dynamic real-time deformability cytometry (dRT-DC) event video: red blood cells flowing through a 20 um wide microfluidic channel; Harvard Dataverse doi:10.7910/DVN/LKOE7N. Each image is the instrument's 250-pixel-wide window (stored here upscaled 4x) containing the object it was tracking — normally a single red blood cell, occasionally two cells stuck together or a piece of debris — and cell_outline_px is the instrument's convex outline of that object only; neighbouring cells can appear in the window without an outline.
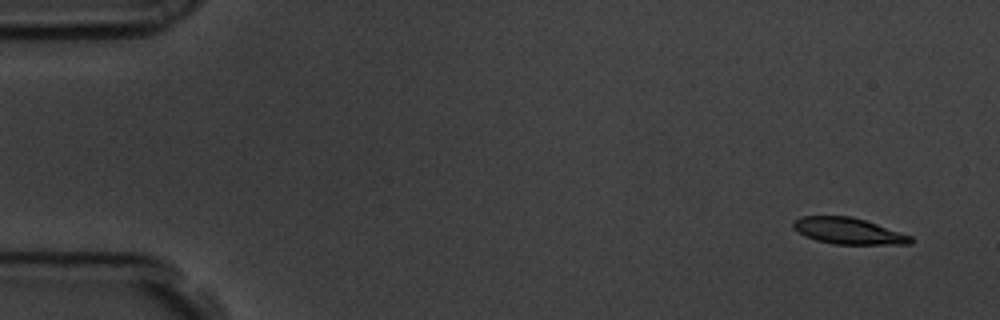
{"species": "common noctule bat (a hibernating species)", "species_latin": "Nyctalus noctula", "temperature_condition": "room temperature", "stored_images_in_passage": 57, "camera_frame_rate_fps": 3000, "um_per_image_px": 0.085, "animal": {"sex": "male", "body_mass_g": 19.5, "forearm_length_mm": 54.6}, "frame": {"image": 1, "passage_image": 3, "time_ms": 0.667, "image_size_px": [1000, 320], "cell_outline_px": [[912, 244], [832, 244], [816, 240], [804, 236], [792, 228], [792, 220], [800, 216], [852, 216], [912, 236]], "centroid_in_image_um": [72.04, 19.63], "position_along_channel_um": 13.0, "area_um2": 18.03}}
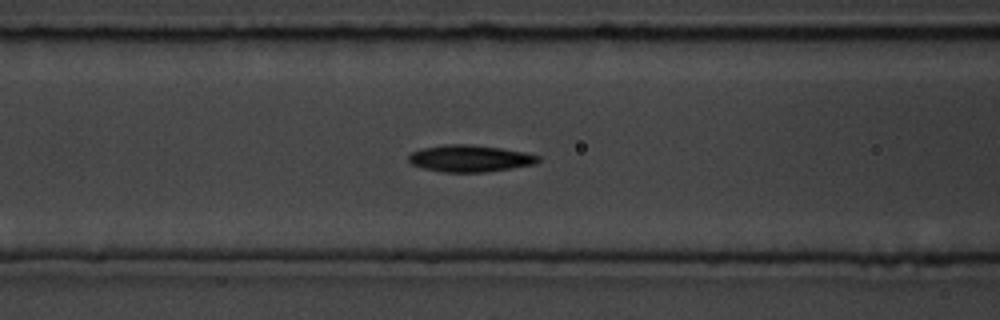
{"frame": {"image": 2, "passage_image": 23, "time_ms": 7.333, "image_size_px": [1000, 320], "cell_outline_px": [[540, 160], [536, 164], [484, 172], [444, 172], [424, 168], [412, 164], [408, 160], [408, 156], [412, 152], [420, 148], [444, 144], [472, 144], [500, 148], [524, 152], [540, 156]], "centroid_in_image_um": [39.93, 13.46], "position_along_channel_um": 126.7, "area_um2": 20.23}}
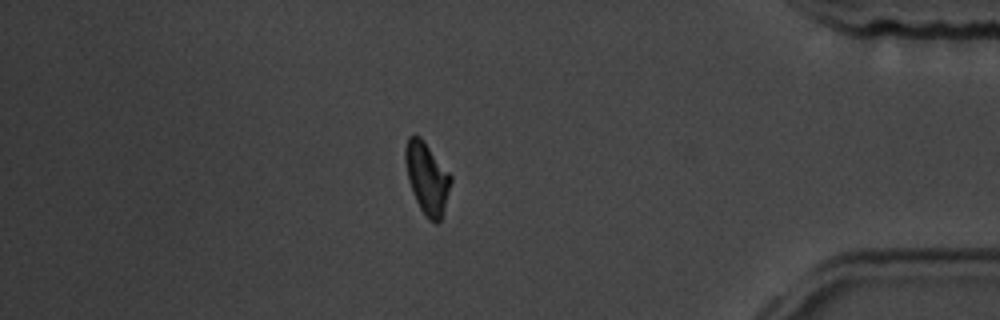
{"frame": {"image": 3, "passage_image": 49, "time_ms": 16.0, "image_size_px": [1000, 320], "cell_outline_px": [[452, 180], [444, 208], [440, 220], [436, 224], [428, 220], [424, 216], [412, 192], [408, 180], [404, 160], [404, 148], [408, 136], [420, 136], [424, 140], [452, 176]], "centroid_in_image_um": [36.27, 15.13], "position_along_channel_um": 398.9, "area_um2": 19.07}, "authors_computed_cell_mechanics": {"area_um2": 18.9584, "velocity_mm_per_s": 3.5617, "shape_relaxation_time_tau1_ms": 4.5255, "shape_relaxation_time_tau2_ms": 9.734, "deformation_change_tau1": 0.155, "deformation_change_tau2": 0.1496}}